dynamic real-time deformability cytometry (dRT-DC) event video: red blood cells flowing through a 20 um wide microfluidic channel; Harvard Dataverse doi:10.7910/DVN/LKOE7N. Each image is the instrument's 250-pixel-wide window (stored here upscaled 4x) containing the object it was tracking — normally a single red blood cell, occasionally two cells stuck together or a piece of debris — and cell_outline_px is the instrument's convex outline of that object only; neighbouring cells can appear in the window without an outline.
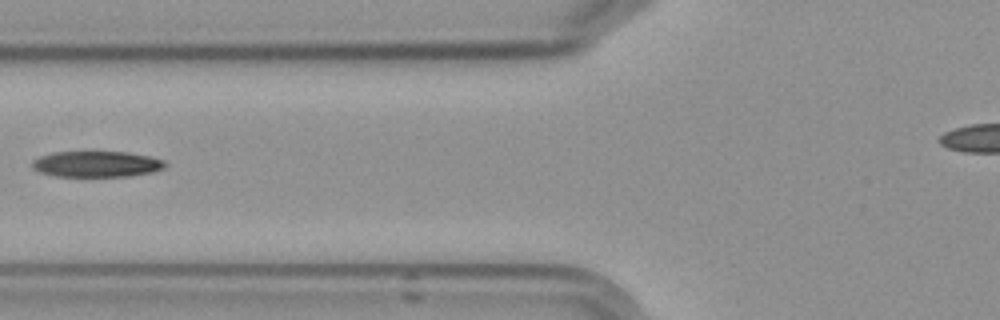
{"species": "Egyptian fruit bat (a non-hibernating species)", "species_latin": "Rousettus aegyptiacus", "temperature_condition": "cold", "stored_images_in_passage": 7, "camera_frame_rate_fps": 3000, "um_per_image_px": 0.085, "frame": {"image": 1, "passage_image": 7, "time_ms": 7.667, "image_size_px": [1000, 320], "cell_outline_px": [[168, 164], [164, 168], [152, 172], [132, 176], [56, 176], [40, 172], [32, 168], [32, 160], [40, 156], [52, 152], [92, 148], [128, 152], [148, 156], [164, 160]], "centroid_in_image_um": [8.19, 13.89], "position_along_channel_um": 117.6, "area_um2": 21.21}}